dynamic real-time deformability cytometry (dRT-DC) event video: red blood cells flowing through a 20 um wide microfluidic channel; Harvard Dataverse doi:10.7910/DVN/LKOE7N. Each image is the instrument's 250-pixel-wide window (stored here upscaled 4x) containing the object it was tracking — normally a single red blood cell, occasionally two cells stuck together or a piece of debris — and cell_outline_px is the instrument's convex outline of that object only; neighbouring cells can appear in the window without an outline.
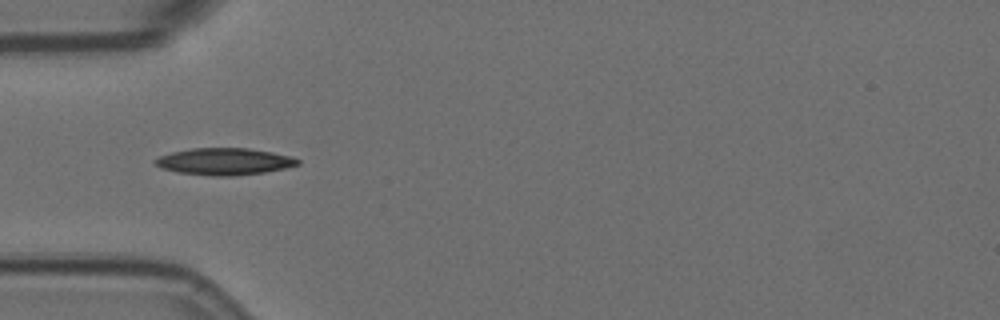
{"species": "Egyptian fruit bat (a non-hibernating species)", "species_latin": "Rousettus aegyptiacus", "temperature_condition": "room temperature", "stored_images_in_passage": 10, "camera_frame_rate_fps": 3000, "um_per_image_px": 0.085, "animal": {"sex": "female"}, "frame": {"image": 1, "passage_image": 5, "time_ms": 1.333, "image_size_px": [1000, 320], "cell_outline_px": [[300, 164], [284, 168], [264, 172], [232, 176], [212, 176], [176, 172], [160, 168], [152, 160], [156, 156], [172, 152], [192, 148], [248, 148], [272, 152], [292, 156], [300, 160]], "centroid_in_image_um": [19.03, 13.72], "position_along_channel_um": 66.0, "area_um2": 22.48}}
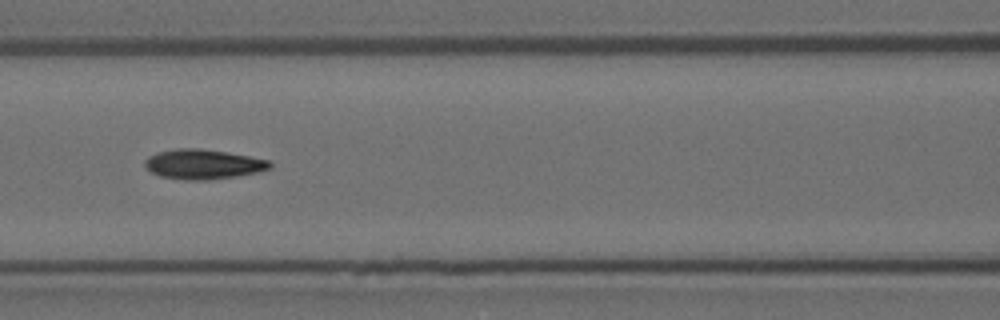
{"frame": {"image": 2, "passage_image": 7, "time_ms": 2.0, "image_size_px": [1000, 320], "cell_outline_px": [[272, 168], [256, 172], [236, 176], [208, 180], [184, 180], [160, 176], [152, 172], [144, 164], [144, 160], [148, 156], [160, 152], [176, 148], [200, 148], [248, 156], [268, 160], [272, 164]], "centroid_in_image_um": [17.25, 13.96], "position_along_channel_um": 149.3, "area_um2": 21.5}}
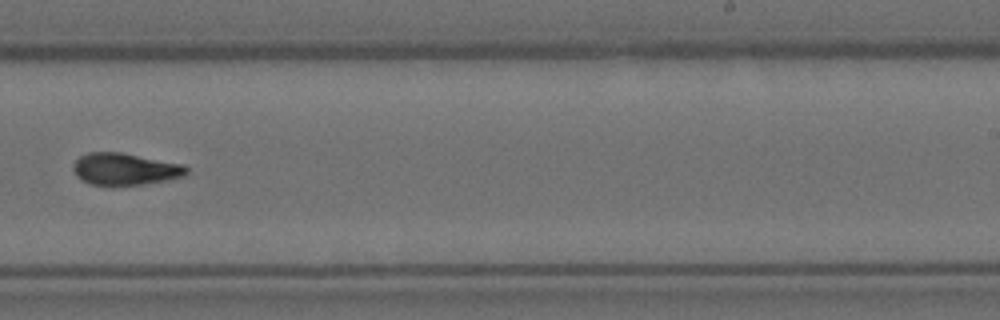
{"frame": {"image": 3, "passage_image": 10, "time_ms": 3.0, "image_size_px": [1000, 320], "cell_outline_px": [[188, 172], [184, 176], [144, 184], [112, 188], [92, 184], [80, 180], [76, 176], [72, 168], [72, 164], [80, 156], [88, 152], [120, 152], [184, 164], [188, 168]], "centroid_in_image_um": [10.58, 14.4], "position_along_channel_um": 278.4, "area_um2": 21.68}}